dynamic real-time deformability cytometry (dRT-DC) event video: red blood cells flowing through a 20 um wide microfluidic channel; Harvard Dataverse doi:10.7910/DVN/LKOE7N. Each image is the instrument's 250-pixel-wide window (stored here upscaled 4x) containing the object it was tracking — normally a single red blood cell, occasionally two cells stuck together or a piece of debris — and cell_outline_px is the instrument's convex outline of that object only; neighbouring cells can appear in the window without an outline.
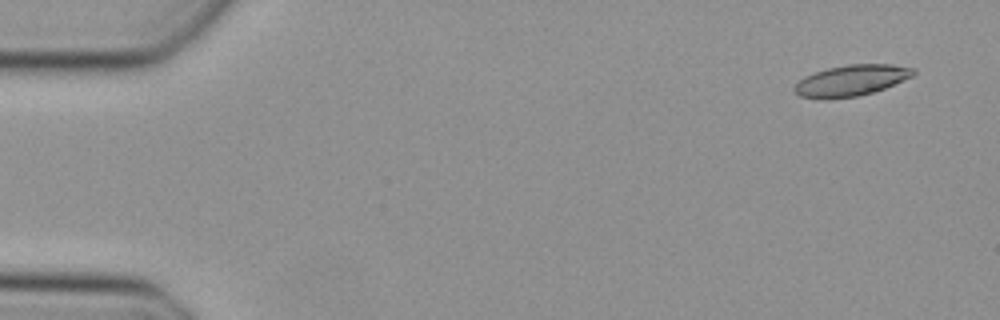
{"species": "Egyptian fruit bat (a non-hibernating species)", "species_latin": "Rousettus aegyptiacus", "temperature_condition": "cold", "stored_images_in_passage": 49, "camera_frame_rate_fps": 3000, "um_per_image_px": 0.085, "animal": {"sex": "female"}, "frame": {"image": 1, "passage_image": 3, "time_ms": 0.667, "image_size_px": [1000, 320], "cell_outline_px": [[916, 72], [912, 76], [884, 88], [872, 92], [856, 96], [828, 100], [824, 100], [800, 96], [792, 92], [792, 88], [804, 76], [828, 68], [848, 64], [892, 64], [916, 68]], "centroid_in_image_um": [72.32, 6.85], "position_along_channel_um": 12.7, "area_um2": 21.62}}
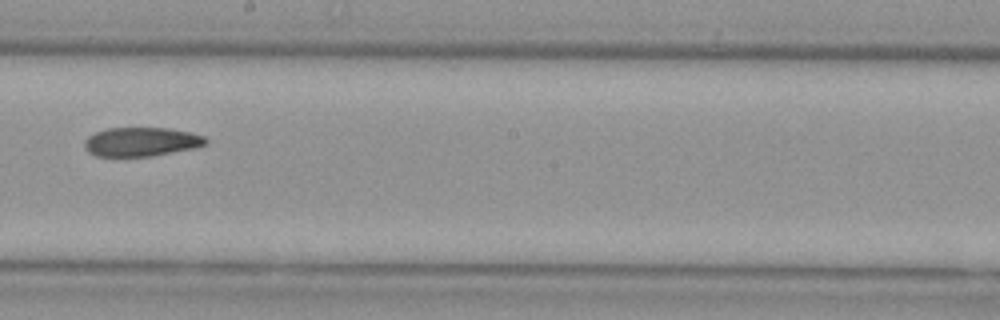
{"frame": {"image": 2, "passage_image": 28, "time_ms": 9.0, "image_size_px": [1000, 320], "cell_outline_px": [[208, 144], [192, 148], [152, 156], [96, 156], [88, 152], [84, 148], [84, 140], [88, 136], [96, 132], [108, 128], [168, 128], [188, 132], [204, 136], [208, 140]], "centroid_in_image_um": [11.98, 12.05], "position_along_channel_um": 236.2, "area_um2": 20.4}}
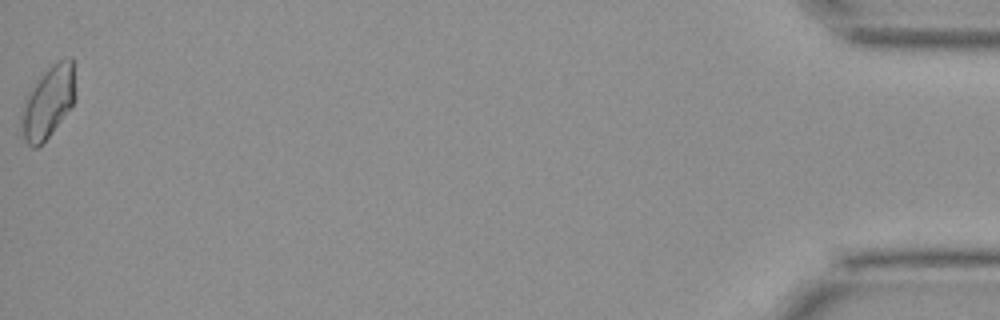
{"frame": {"image": 3, "passage_image": 49, "time_ms": 16.0, "image_size_px": [1000, 320], "cell_outline_px": [[76, 100], [48, 136], [36, 148], [32, 148], [24, 140], [20, 120], [20, 116], [24, 100], [28, 92], [40, 76], [52, 64], [68, 56], [72, 56], [76, 92]], "centroid_in_image_um": [4.1, 8.64], "position_along_channel_um": 431.1, "area_um2": 22.6}}